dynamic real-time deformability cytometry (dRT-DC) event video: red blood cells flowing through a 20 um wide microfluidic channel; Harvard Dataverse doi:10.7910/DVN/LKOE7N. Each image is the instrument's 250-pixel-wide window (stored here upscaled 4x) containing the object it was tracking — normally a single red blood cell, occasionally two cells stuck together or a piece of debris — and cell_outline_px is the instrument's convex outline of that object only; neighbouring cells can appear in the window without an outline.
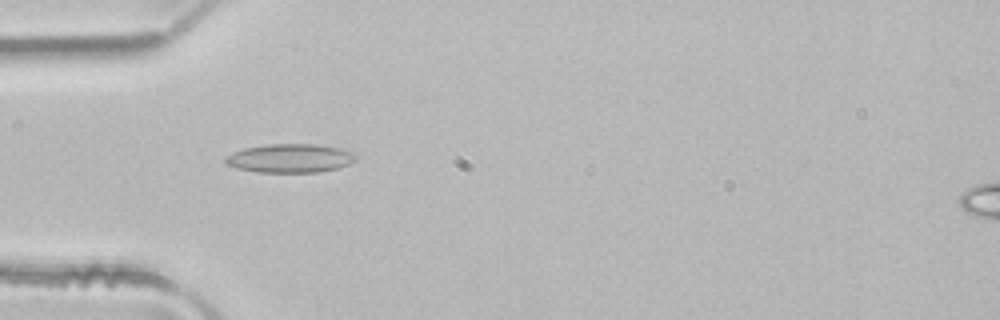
{"species": "common noctule bat (a hibernating species)", "species_latin": "Nyctalus noctula", "temperature_condition": "room temperature", "stored_images_in_passage": 4, "camera_frame_rate_fps": 3000, "um_per_image_px": 0.085, "animal": {"sex": "male", "body_mass_g": 21.5, "forearm_length_mm": 52.0}, "frame": {"image": 1, "passage_image": 3, "time_ms": 0.667, "image_size_px": [1000, 320], "cell_outline_px": [[356, 160], [348, 164], [336, 168], [316, 172], [256, 172], [236, 168], [228, 164], [224, 160], [224, 156], [232, 152], [244, 148], [268, 144], [316, 144], [336, 148], [352, 152], [356, 156]], "centroid_in_image_um": [24.6, 13.45], "position_along_channel_um": 60.4, "area_um2": 21.68}}
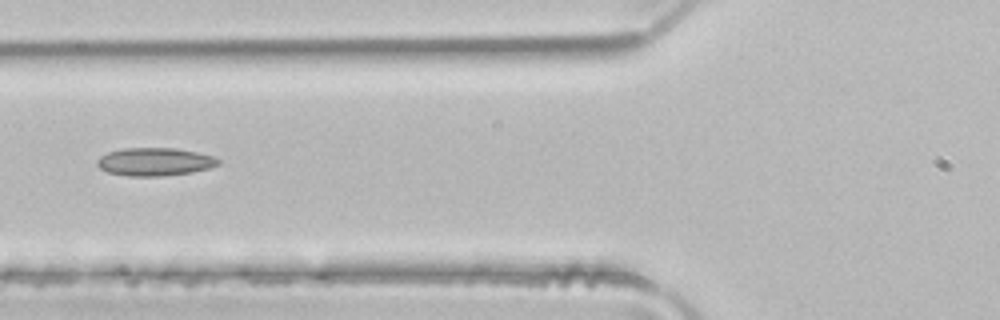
{"frame": {"image": 2, "passage_image": 4, "time_ms": 1.0, "image_size_px": [1000, 320], "cell_outline_px": [[220, 164], [208, 168], [192, 172], [164, 176], [128, 176], [108, 172], [100, 168], [96, 164], [96, 160], [100, 156], [108, 152], [124, 148], [176, 148], [196, 152], [212, 156], [220, 160]], "centroid_in_image_um": [13.14, 13.75], "position_along_channel_um": 112.7, "area_um2": 19.77}}